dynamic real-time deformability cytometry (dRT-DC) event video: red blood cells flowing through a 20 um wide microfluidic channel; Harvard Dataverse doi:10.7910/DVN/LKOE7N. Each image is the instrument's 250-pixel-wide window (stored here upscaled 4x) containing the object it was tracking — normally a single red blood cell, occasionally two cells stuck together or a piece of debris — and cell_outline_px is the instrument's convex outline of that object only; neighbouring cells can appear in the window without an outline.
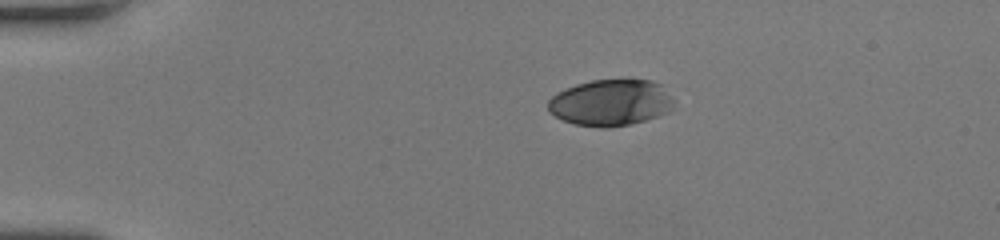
{"species": "human", "species_latin": "Homo sapiens", "temperature_condition": "room temperature", "stored_images_in_passage": 40, "camera_frame_rate_fps": 3000, "um_per_image_px": 0.085, "donor": {"sex": "female"}, "frame": {"image": 1, "passage_image": 1, "time_ms": 0.0, "image_size_px": [1000, 240], "cell_outline_px": [[672, 104], [668, 112], [644, 120], [628, 124], [608, 128], [600, 128], [576, 124], [564, 120], [556, 116], [548, 108], [548, 100], [552, 96], [576, 84], [592, 80], [628, 76], [652, 80], [660, 84], [672, 100]], "centroid_in_image_um": [51.92, 8.67], "position_along_channel_um": 33.1, "area_um2": 34.22}}
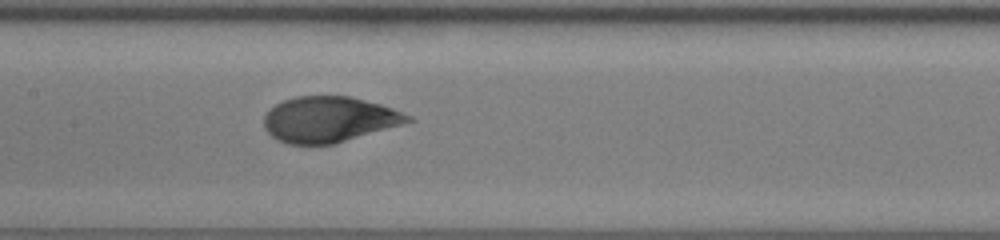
{"frame": {"image": 2, "passage_image": 16, "time_ms": 5.0, "image_size_px": [1000, 240], "cell_outline_px": [[416, 120], [332, 144], [288, 144], [276, 140], [264, 128], [264, 116], [276, 104], [284, 100], [296, 96], [348, 96], [380, 104], [392, 108], [412, 116]], "centroid_in_image_um": [27.96, 10.15], "position_along_channel_um": 179.4, "area_um2": 37.92}}
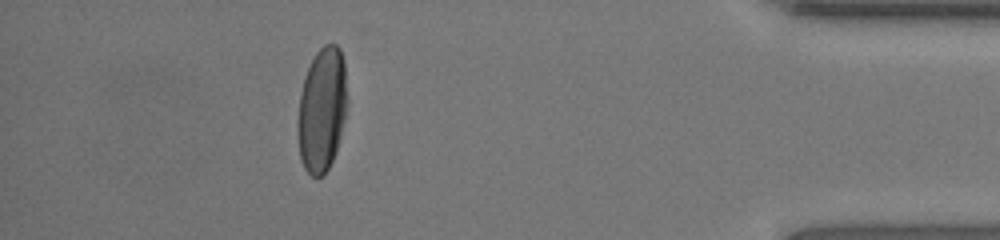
{"frame": {"image": 3, "passage_image": 35, "time_ms": 11.333, "image_size_px": [1000, 240], "cell_outline_px": [[348, 100], [344, 120], [336, 152], [328, 168], [320, 176], [312, 176], [304, 168], [300, 160], [296, 128], [296, 120], [300, 92], [304, 76], [316, 52], [324, 44], [336, 44], [340, 48], [344, 60], [348, 96]], "centroid_in_image_um": [27.35, 9.3], "position_along_channel_um": 407.8, "area_um2": 36.47}, "authors_computed_cell_mechanics": {"area_um2": 37.8012, "velocity_mm_per_s": 4.3008, "shape_relaxation_time_tau1_ms": 4.7756, "shape_relaxation_time_tau2_ms": 0.6698, "deformation_change_tau1": 0.2188, "deformation_change_tau2": 0.0455}}